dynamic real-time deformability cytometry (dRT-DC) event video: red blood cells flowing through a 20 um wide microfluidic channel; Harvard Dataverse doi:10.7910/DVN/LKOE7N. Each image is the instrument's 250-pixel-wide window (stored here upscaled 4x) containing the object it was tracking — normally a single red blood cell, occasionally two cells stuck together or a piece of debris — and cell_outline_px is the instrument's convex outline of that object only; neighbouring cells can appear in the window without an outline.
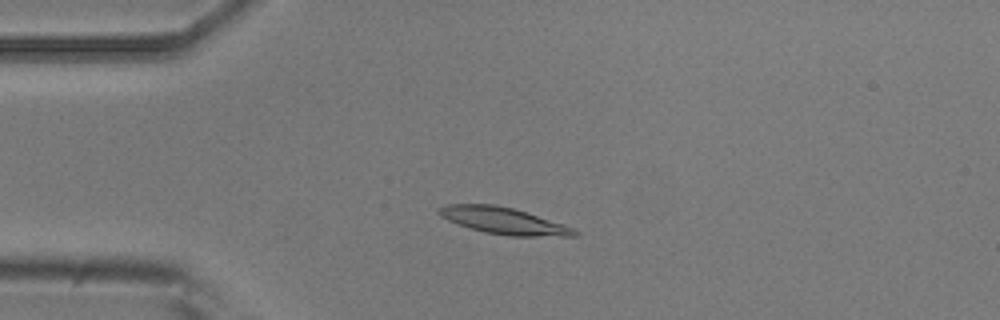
{"species": "common noctule bat (a hibernating species)", "species_latin": "Nyctalus noctula", "temperature_condition": "room temperature", "stored_images_in_passage": 53, "camera_frame_rate_fps": 3000, "um_per_image_px": 0.085, "animal": {"sex": "male", "body_mass_g": 20.5, "forearm_length_mm": 52.5}, "frame": {"image": 1, "passage_image": 12, "time_ms": 3.667, "image_size_px": [1000, 320], "cell_outline_px": [[580, 236], [508, 236], [484, 232], [468, 228], [448, 220], [440, 216], [436, 212], [436, 208], [444, 204], [496, 204], [512, 208], [564, 224], [580, 232]], "centroid_in_image_um": [42.77, 18.76], "position_along_channel_um": 42.2, "area_um2": 21.21}}
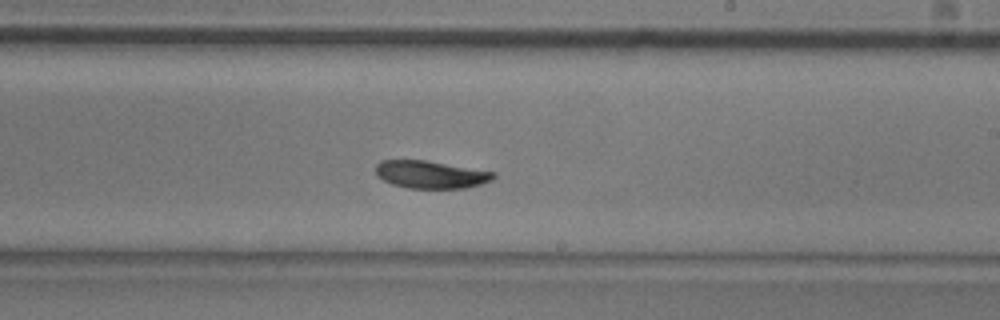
{"frame": {"image": 2, "passage_image": 31, "time_ms": 10.0, "image_size_px": [1000, 320], "cell_outline_px": [[496, 176], [492, 180], [480, 184], [464, 188], [408, 188], [392, 184], [376, 176], [376, 164], [380, 160], [424, 160], [496, 172]], "centroid_in_image_um": [36.6, 14.83], "position_along_channel_um": 252.4, "area_um2": 18.9}}
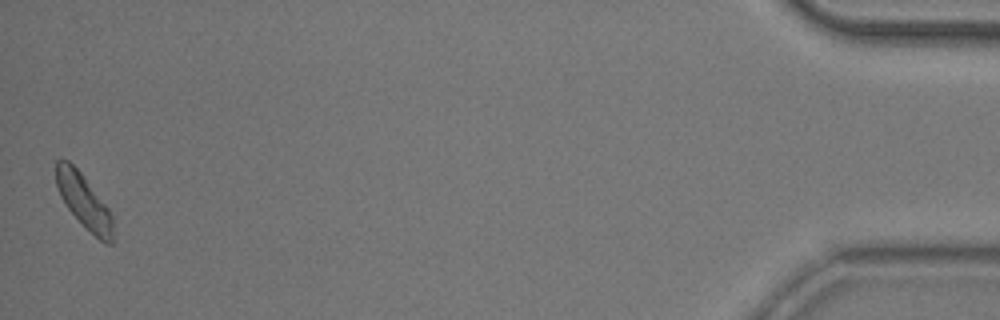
{"frame": {"image": 3, "passage_image": 53, "time_ms": 17.333, "image_size_px": [1000, 320], "cell_outline_px": [[116, 240], [112, 244], [104, 244], [68, 208], [60, 196], [56, 184], [56, 160], [68, 160], [84, 176], [108, 208], [112, 216]], "centroid_in_image_um": [7.18, 17.14], "position_along_channel_um": 428.0, "area_um2": 17.74}, "authors_computed_cell_mechanics": {"area_um2": 19.652, "velocity_mm_per_s": 3.6613, "shape_relaxation_time_tau1_ms": 2.9668, "shape_relaxation_time_tau2_ms": 6.2206, "deformation_change_tau1": 0.1038, "deformation_change_tau2": 0.1027}}